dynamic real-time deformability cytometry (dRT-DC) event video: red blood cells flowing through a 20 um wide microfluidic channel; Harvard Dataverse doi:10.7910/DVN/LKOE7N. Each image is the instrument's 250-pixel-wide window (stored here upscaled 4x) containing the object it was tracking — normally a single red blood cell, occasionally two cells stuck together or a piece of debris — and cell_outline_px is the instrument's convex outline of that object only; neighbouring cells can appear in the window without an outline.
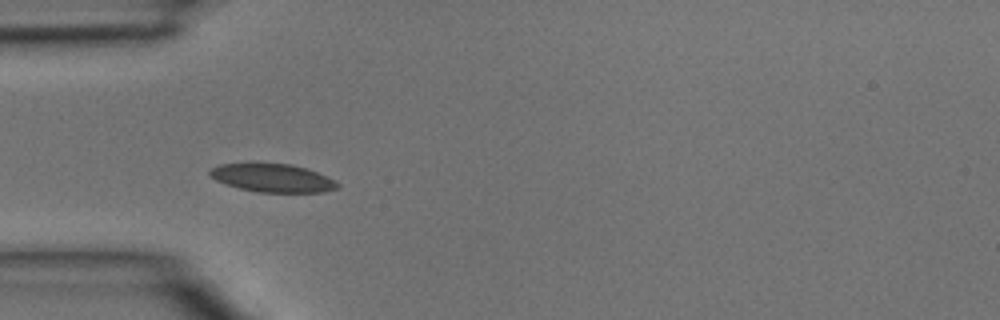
{"species": "common noctule bat (a hibernating species)", "species_latin": "Nyctalus noctula", "temperature_condition": "room temperature", "stored_images_in_passage": 3, "camera_frame_rate_fps": 3000, "um_per_image_px": 0.085, "animal": {"sex": "male", "body_mass_g": 15.6}, "frame": {"image": 1, "passage_image": 3, "time_ms": 0.667, "image_size_px": [1000, 320], "cell_outline_px": [[340, 188], [324, 192], [256, 192], [240, 188], [216, 180], [208, 172], [208, 168], [220, 164], [252, 160], [292, 164], [316, 172], [336, 180], [340, 184]], "centroid_in_image_um": [23.13, 15.07], "position_along_channel_um": 61.9, "area_um2": 21.85}}